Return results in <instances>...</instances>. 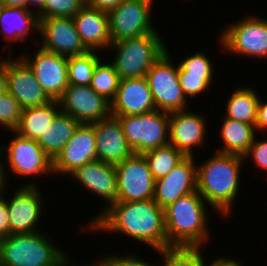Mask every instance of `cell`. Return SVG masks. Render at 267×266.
<instances>
[{
    "label": "cell",
    "instance_id": "cell-1",
    "mask_svg": "<svg viewBox=\"0 0 267 266\" xmlns=\"http://www.w3.org/2000/svg\"><path fill=\"white\" fill-rule=\"evenodd\" d=\"M87 230L124 234L155 252L169 247L164 209L153 199L115 202Z\"/></svg>",
    "mask_w": 267,
    "mask_h": 266
},
{
    "label": "cell",
    "instance_id": "cell-2",
    "mask_svg": "<svg viewBox=\"0 0 267 266\" xmlns=\"http://www.w3.org/2000/svg\"><path fill=\"white\" fill-rule=\"evenodd\" d=\"M243 160L240 155L216 152L197 165V191L221 217L233 212Z\"/></svg>",
    "mask_w": 267,
    "mask_h": 266
},
{
    "label": "cell",
    "instance_id": "cell-3",
    "mask_svg": "<svg viewBox=\"0 0 267 266\" xmlns=\"http://www.w3.org/2000/svg\"><path fill=\"white\" fill-rule=\"evenodd\" d=\"M206 201L195 192L164 209L165 230L171 246L202 247L210 239Z\"/></svg>",
    "mask_w": 267,
    "mask_h": 266
},
{
    "label": "cell",
    "instance_id": "cell-4",
    "mask_svg": "<svg viewBox=\"0 0 267 266\" xmlns=\"http://www.w3.org/2000/svg\"><path fill=\"white\" fill-rule=\"evenodd\" d=\"M41 230L0 239V266H72L67 253Z\"/></svg>",
    "mask_w": 267,
    "mask_h": 266
},
{
    "label": "cell",
    "instance_id": "cell-5",
    "mask_svg": "<svg viewBox=\"0 0 267 266\" xmlns=\"http://www.w3.org/2000/svg\"><path fill=\"white\" fill-rule=\"evenodd\" d=\"M158 31L112 42V64L120 79L140 78L168 49Z\"/></svg>",
    "mask_w": 267,
    "mask_h": 266
},
{
    "label": "cell",
    "instance_id": "cell-6",
    "mask_svg": "<svg viewBox=\"0 0 267 266\" xmlns=\"http://www.w3.org/2000/svg\"><path fill=\"white\" fill-rule=\"evenodd\" d=\"M10 132L14 135L12 140L10 139L11 142L6 146L0 144V155H4L0 164L5 185L8 182L7 173H9L7 172L9 170L5 168L6 165L9 166L10 172L15 173L16 176H25V178L38 177L43 174L47 176L53 173V161L36 140L22 137L15 131Z\"/></svg>",
    "mask_w": 267,
    "mask_h": 266
},
{
    "label": "cell",
    "instance_id": "cell-7",
    "mask_svg": "<svg viewBox=\"0 0 267 266\" xmlns=\"http://www.w3.org/2000/svg\"><path fill=\"white\" fill-rule=\"evenodd\" d=\"M219 35L218 42L224 53L267 59V19L264 17L247 15L229 25Z\"/></svg>",
    "mask_w": 267,
    "mask_h": 266
},
{
    "label": "cell",
    "instance_id": "cell-8",
    "mask_svg": "<svg viewBox=\"0 0 267 266\" xmlns=\"http://www.w3.org/2000/svg\"><path fill=\"white\" fill-rule=\"evenodd\" d=\"M118 117L128 145L135 154L169 144V113L154 110L149 113Z\"/></svg>",
    "mask_w": 267,
    "mask_h": 266
},
{
    "label": "cell",
    "instance_id": "cell-9",
    "mask_svg": "<svg viewBox=\"0 0 267 266\" xmlns=\"http://www.w3.org/2000/svg\"><path fill=\"white\" fill-rule=\"evenodd\" d=\"M171 62L167 49L145 75L156 109L168 113L188 109V101L179 82L178 64Z\"/></svg>",
    "mask_w": 267,
    "mask_h": 266
},
{
    "label": "cell",
    "instance_id": "cell-10",
    "mask_svg": "<svg viewBox=\"0 0 267 266\" xmlns=\"http://www.w3.org/2000/svg\"><path fill=\"white\" fill-rule=\"evenodd\" d=\"M154 1L124 0L109 11V32L112 42L157 31L151 21Z\"/></svg>",
    "mask_w": 267,
    "mask_h": 266
},
{
    "label": "cell",
    "instance_id": "cell-11",
    "mask_svg": "<svg viewBox=\"0 0 267 266\" xmlns=\"http://www.w3.org/2000/svg\"><path fill=\"white\" fill-rule=\"evenodd\" d=\"M31 181L15 188L16 191L13 190V195L9 199L4 197L9 213L10 234L41 231L39 222L44 212L42 211L44 199H42V192L37 182Z\"/></svg>",
    "mask_w": 267,
    "mask_h": 266
},
{
    "label": "cell",
    "instance_id": "cell-12",
    "mask_svg": "<svg viewBox=\"0 0 267 266\" xmlns=\"http://www.w3.org/2000/svg\"><path fill=\"white\" fill-rule=\"evenodd\" d=\"M118 201L132 202L153 199L155 180L143 154L133 153L115 165Z\"/></svg>",
    "mask_w": 267,
    "mask_h": 266
},
{
    "label": "cell",
    "instance_id": "cell-13",
    "mask_svg": "<svg viewBox=\"0 0 267 266\" xmlns=\"http://www.w3.org/2000/svg\"><path fill=\"white\" fill-rule=\"evenodd\" d=\"M58 102L60 110L79 123L93 124L111 115V103L90 85L69 84Z\"/></svg>",
    "mask_w": 267,
    "mask_h": 266
},
{
    "label": "cell",
    "instance_id": "cell-14",
    "mask_svg": "<svg viewBox=\"0 0 267 266\" xmlns=\"http://www.w3.org/2000/svg\"><path fill=\"white\" fill-rule=\"evenodd\" d=\"M38 34L42 39L35 41L37 47L66 57L86 53L72 17L38 18ZM40 45V46H38Z\"/></svg>",
    "mask_w": 267,
    "mask_h": 266
},
{
    "label": "cell",
    "instance_id": "cell-15",
    "mask_svg": "<svg viewBox=\"0 0 267 266\" xmlns=\"http://www.w3.org/2000/svg\"><path fill=\"white\" fill-rule=\"evenodd\" d=\"M69 176L74 181L80 183L83 189H87L91 194L102 198L106 206L98 212L96 216L88 222V225L83 226V230L87 231L88 227L112 204L118 201V183H117V172L115 165L105 163L99 160L92 161L84 164L83 166L76 169ZM90 190V191H89Z\"/></svg>",
    "mask_w": 267,
    "mask_h": 266
},
{
    "label": "cell",
    "instance_id": "cell-16",
    "mask_svg": "<svg viewBox=\"0 0 267 266\" xmlns=\"http://www.w3.org/2000/svg\"><path fill=\"white\" fill-rule=\"evenodd\" d=\"M34 56H20L31 68L35 78L52 100H58L69 85L68 57L48 52L41 47Z\"/></svg>",
    "mask_w": 267,
    "mask_h": 266
},
{
    "label": "cell",
    "instance_id": "cell-17",
    "mask_svg": "<svg viewBox=\"0 0 267 266\" xmlns=\"http://www.w3.org/2000/svg\"><path fill=\"white\" fill-rule=\"evenodd\" d=\"M6 57L8 92L19 102L22 109L46 105L52 99L46 94L28 64L21 58H12V49Z\"/></svg>",
    "mask_w": 267,
    "mask_h": 266
},
{
    "label": "cell",
    "instance_id": "cell-18",
    "mask_svg": "<svg viewBox=\"0 0 267 266\" xmlns=\"http://www.w3.org/2000/svg\"><path fill=\"white\" fill-rule=\"evenodd\" d=\"M94 124L80 123L73 137L53 160V174L70 175L84 164L97 160Z\"/></svg>",
    "mask_w": 267,
    "mask_h": 266
},
{
    "label": "cell",
    "instance_id": "cell-19",
    "mask_svg": "<svg viewBox=\"0 0 267 266\" xmlns=\"http://www.w3.org/2000/svg\"><path fill=\"white\" fill-rule=\"evenodd\" d=\"M195 163L193 156H185L168 175L155 180L153 200L162 209L197 190Z\"/></svg>",
    "mask_w": 267,
    "mask_h": 266
},
{
    "label": "cell",
    "instance_id": "cell-20",
    "mask_svg": "<svg viewBox=\"0 0 267 266\" xmlns=\"http://www.w3.org/2000/svg\"><path fill=\"white\" fill-rule=\"evenodd\" d=\"M204 115L188 109L169 113V144L184 156H193L195 147L205 145L207 122Z\"/></svg>",
    "mask_w": 267,
    "mask_h": 266
},
{
    "label": "cell",
    "instance_id": "cell-21",
    "mask_svg": "<svg viewBox=\"0 0 267 266\" xmlns=\"http://www.w3.org/2000/svg\"><path fill=\"white\" fill-rule=\"evenodd\" d=\"M156 110L145 76L121 79L117 93L111 102V115L133 116Z\"/></svg>",
    "mask_w": 267,
    "mask_h": 266
},
{
    "label": "cell",
    "instance_id": "cell-22",
    "mask_svg": "<svg viewBox=\"0 0 267 266\" xmlns=\"http://www.w3.org/2000/svg\"><path fill=\"white\" fill-rule=\"evenodd\" d=\"M93 124L97 160L116 165L134 153L127 143L118 117L110 115Z\"/></svg>",
    "mask_w": 267,
    "mask_h": 266
},
{
    "label": "cell",
    "instance_id": "cell-23",
    "mask_svg": "<svg viewBox=\"0 0 267 266\" xmlns=\"http://www.w3.org/2000/svg\"><path fill=\"white\" fill-rule=\"evenodd\" d=\"M84 46L88 50L102 51L112 43L108 13L86 4L72 17Z\"/></svg>",
    "mask_w": 267,
    "mask_h": 266
},
{
    "label": "cell",
    "instance_id": "cell-24",
    "mask_svg": "<svg viewBox=\"0 0 267 266\" xmlns=\"http://www.w3.org/2000/svg\"><path fill=\"white\" fill-rule=\"evenodd\" d=\"M39 19L37 13L28 8L6 7L0 12V33L4 35V40L17 43L23 42L26 36L31 35L32 30L38 33ZM1 35V34H0Z\"/></svg>",
    "mask_w": 267,
    "mask_h": 266
},
{
    "label": "cell",
    "instance_id": "cell-25",
    "mask_svg": "<svg viewBox=\"0 0 267 266\" xmlns=\"http://www.w3.org/2000/svg\"><path fill=\"white\" fill-rule=\"evenodd\" d=\"M79 124L69 114L60 111L36 141L53 161L73 137Z\"/></svg>",
    "mask_w": 267,
    "mask_h": 266
},
{
    "label": "cell",
    "instance_id": "cell-26",
    "mask_svg": "<svg viewBox=\"0 0 267 266\" xmlns=\"http://www.w3.org/2000/svg\"><path fill=\"white\" fill-rule=\"evenodd\" d=\"M58 100L39 106L22 109L20 122L14 130L20 136L37 140L61 111Z\"/></svg>",
    "mask_w": 267,
    "mask_h": 266
},
{
    "label": "cell",
    "instance_id": "cell-27",
    "mask_svg": "<svg viewBox=\"0 0 267 266\" xmlns=\"http://www.w3.org/2000/svg\"><path fill=\"white\" fill-rule=\"evenodd\" d=\"M222 121L219 133L223 146L218 148L217 152L243 156L248 151L257 134L255 126L224 117Z\"/></svg>",
    "mask_w": 267,
    "mask_h": 266
},
{
    "label": "cell",
    "instance_id": "cell-28",
    "mask_svg": "<svg viewBox=\"0 0 267 266\" xmlns=\"http://www.w3.org/2000/svg\"><path fill=\"white\" fill-rule=\"evenodd\" d=\"M226 101L224 118L234 119L255 126L260 96L251 86L238 87Z\"/></svg>",
    "mask_w": 267,
    "mask_h": 266
},
{
    "label": "cell",
    "instance_id": "cell-29",
    "mask_svg": "<svg viewBox=\"0 0 267 266\" xmlns=\"http://www.w3.org/2000/svg\"><path fill=\"white\" fill-rule=\"evenodd\" d=\"M154 180L168 175L172 169L185 157L173 145L162 147L143 153Z\"/></svg>",
    "mask_w": 267,
    "mask_h": 266
},
{
    "label": "cell",
    "instance_id": "cell-30",
    "mask_svg": "<svg viewBox=\"0 0 267 266\" xmlns=\"http://www.w3.org/2000/svg\"><path fill=\"white\" fill-rule=\"evenodd\" d=\"M98 51L88 50L86 53L68 57L69 84L87 86L91 84L96 64L101 60Z\"/></svg>",
    "mask_w": 267,
    "mask_h": 266
},
{
    "label": "cell",
    "instance_id": "cell-31",
    "mask_svg": "<svg viewBox=\"0 0 267 266\" xmlns=\"http://www.w3.org/2000/svg\"><path fill=\"white\" fill-rule=\"evenodd\" d=\"M120 80L114 65L100 60L94 69L90 86L111 103L116 96Z\"/></svg>",
    "mask_w": 267,
    "mask_h": 266
},
{
    "label": "cell",
    "instance_id": "cell-32",
    "mask_svg": "<svg viewBox=\"0 0 267 266\" xmlns=\"http://www.w3.org/2000/svg\"><path fill=\"white\" fill-rule=\"evenodd\" d=\"M201 251L202 247L171 246L156 252L162 256L163 266H206Z\"/></svg>",
    "mask_w": 267,
    "mask_h": 266
},
{
    "label": "cell",
    "instance_id": "cell-33",
    "mask_svg": "<svg viewBox=\"0 0 267 266\" xmlns=\"http://www.w3.org/2000/svg\"><path fill=\"white\" fill-rule=\"evenodd\" d=\"M203 52H196L178 63L179 77L213 79V63Z\"/></svg>",
    "mask_w": 267,
    "mask_h": 266
},
{
    "label": "cell",
    "instance_id": "cell-34",
    "mask_svg": "<svg viewBox=\"0 0 267 266\" xmlns=\"http://www.w3.org/2000/svg\"><path fill=\"white\" fill-rule=\"evenodd\" d=\"M85 4L86 0H45L37 16L38 18L73 17Z\"/></svg>",
    "mask_w": 267,
    "mask_h": 266
},
{
    "label": "cell",
    "instance_id": "cell-35",
    "mask_svg": "<svg viewBox=\"0 0 267 266\" xmlns=\"http://www.w3.org/2000/svg\"><path fill=\"white\" fill-rule=\"evenodd\" d=\"M21 114L22 108L10 92L0 94V127L14 131L20 122Z\"/></svg>",
    "mask_w": 267,
    "mask_h": 266
},
{
    "label": "cell",
    "instance_id": "cell-36",
    "mask_svg": "<svg viewBox=\"0 0 267 266\" xmlns=\"http://www.w3.org/2000/svg\"><path fill=\"white\" fill-rule=\"evenodd\" d=\"M179 82L182 87L183 93L187 100L188 98H195L204 94V91H207L209 86L214 83V79H200L194 77H179ZM199 95V96H198Z\"/></svg>",
    "mask_w": 267,
    "mask_h": 266
},
{
    "label": "cell",
    "instance_id": "cell-37",
    "mask_svg": "<svg viewBox=\"0 0 267 266\" xmlns=\"http://www.w3.org/2000/svg\"><path fill=\"white\" fill-rule=\"evenodd\" d=\"M253 160L254 164L262 169L263 172L267 171V137L266 139H257L255 136L253 143L250 145L248 151L243 155L244 161L247 158Z\"/></svg>",
    "mask_w": 267,
    "mask_h": 266
},
{
    "label": "cell",
    "instance_id": "cell-38",
    "mask_svg": "<svg viewBox=\"0 0 267 266\" xmlns=\"http://www.w3.org/2000/svg\"><path fill=\"white\" fill-rule=\"evenodd\" d=\"M115 266H156L154 263H150V261L143 260V258H139V256L134 254L127 253L125 256L122 255H105ZM158 266V264H157ZM160 266V265H159Z\"/></svg>",
    "mask_w": 267,
    "mask_h": 266
},
{
    "label": "cell",
    "instance_id": "cell-39",
    "mask_svg": "<svg viewBox=\"0 0 267 266\" xmlns=\"http://www.w3.org/2000/svg\"><path fill=\"white\" fill-rule=\"evenodd\" d=\"M5 186L0 194V239L10 235L9 213L7 209L6 199L4 198Z\"/></svg>",
    "mask_w": 267,
    "mask_h": 266
},
{
    "label": "cell",
    "instance_id": "cell-40",
    "mask_svg": "<svg viewBox=\"0 0 267 266\" xmlns=\"http://www.w3.org/2000/svg\"><path fill=\"white\" fill-rule=\"evenodd\" d=\"M260 97L257 107V119L255 128L257 131H267V101L262 102Z\"/></svg>",
    "mask_w": 267,
    "mask_h": 266
},
{
    "label": "cell",
    "instance_id": "cell-41",
    "mask_svg": "<svg viewBox=\"0 0 267 266\" xmlns=\"http://www.w3.org/2000/svg\"><path fill=\"white\" fill-rule=\"evenodd\" d=\"M123 1L124 0H86V5L108 13Z\"/></svg>",
    "mask_w": 267,
    "mask_h": 266
},
{
    "label": "cell",
    "instance_id": "cell-42",
    "mask_svg": "<svg viewBox=\"0 0 267 266\" xmlns=\"http://www.w3.org/2000/svg\"><path fill=\"white\" fill-rule=\"evenodd\" d=\"M8 78L6 76V56L0 57V94L8 92Z\"/></svg>",
    "mask_w": 267,
    "mask_h": 266
},
{
    "label": "cell",
    "instance_id": "cell-43",
    "mask_svg": "<svg viewBox=\"0 0 267 266\" xmlns=\"http://www.w3.org/2000/svg\"><path fill=\"white\" fill-rule=\"evenodd\" d=\"M206 266H244L241 262L226 256L217 257Z\"/></svg>",
    "mask_w": 267,
    "mask_h": 266
},
{
    "label": "cell",
    "instance_id": "cell-44",
    "mask_svg": "<svg viewBox=\"0 0 267 266\" xmlns=\"http://www.w3.org/2000/svg\"><path fill=\"white\" fill-rule=\"evenodd\" d=\"M6 7H22L30 10V0H2Z\"/></svg>",
    "mask_w": 267,
    "mask_h": 266
},
{
    "label": "cell",
    "instance_id": "cell-45",
    "mask_svg": "<svg viewBox=\"0 0 267 266\" xmlns=\"http://www.w3.org/2000/svg\"><path fill=\"white\" fill-rule=\"evenodd\" d=\"M97 260H98V262L97 261H95V263L92 262L93 264L89 263L91 265H86L85 264V265H82V266H115L105 255H104V257L102 256L101 258H99ZM72 266H80V265H78L77 263L74 262L72 264Z\"/></svg>",
    "mask_w": 267,
    "mask_h": 266
},
{
    "label": "cell",
    "instance_id": "cell-46",
    "mask_svg": "<svg viewBox=\"0 0 267 266\" xmlns=\"http://www.w3.org/2000/svg\"><path fill=\"white\" fill-rule=\"evenodd\" d=\"M44 1L45 0H30V10H33L37 13L42 8ZM33 6H34V9H32Z\"/></svg>",
    "mask_w": 267,
    "mask_h": 266
},
{
    "label": "cell",
    "instance_id": "cell-47",
    "mask_svg": "<svg viewBox=\"0 0 267 266\" xmlns=\"http://www.w3.org/2000/svg\"><path fill=\"white\" fill-rule=\"evenodd\" d=\"M4 186H6V185H5V182H4V179H3L2 169H1V164H0V194H1L2 189H3Z\"/></svg>",
    "mask_w": 267,
    "mask_h": 266
},
{
    "label": "cell",
    "instance_id": "cell-48",
    "mask_svg": "<svg viewBox=\"0 0 267 266\" xmlns=\"http://www.w3.org/2000/svg\"><path fill=\"white\" fill-rule=\"evenodd\" d=\"M4 8V4H3V1L0 0V12L2 11V9Z\"/></svg>",
    "mask_w": 267,
    "mask_h": 266
}]
</instances>
